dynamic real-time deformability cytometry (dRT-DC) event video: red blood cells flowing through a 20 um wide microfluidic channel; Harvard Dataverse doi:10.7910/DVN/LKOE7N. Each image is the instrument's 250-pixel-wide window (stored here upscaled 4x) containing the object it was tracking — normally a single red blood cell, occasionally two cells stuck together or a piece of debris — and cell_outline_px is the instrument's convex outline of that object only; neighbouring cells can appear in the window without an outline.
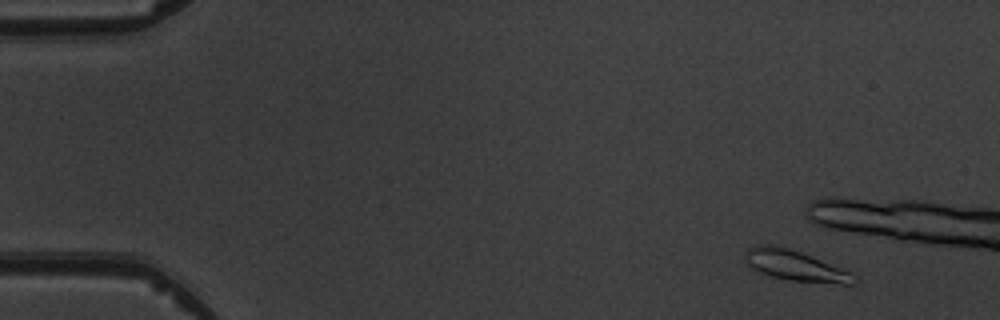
{"species": "common noctule bat (a hibernating species)", "species_latin": "Nyctalus noctula", "temperature_condition": "warm", "stored_images_in_passage": 6, "camera_frame_rate_fps": 3000, "um_per_image_px": 0.085, "animal": {"sex": "male", "body_mass_g": 19.5, "forearm_length_mm": 54.6}, "frame": {"image": 1, "passage_image": 2, "time_ms": 1.0, "image_size_px": [1000, 320], "cell_outline_px": [[860, 280], [856, 284], [840, 284], [788, 280], [772, 276], [760, 272], [752, 268], [748, 264], [744, 256], [748, 248], [760, 244], [772, 244], [788, 248], [800, 252], [852, 272]], "centroid_in_image_um": [67.64, 22.59], "position_along_channel_um": 17.4, "area_um2": 19.36}}